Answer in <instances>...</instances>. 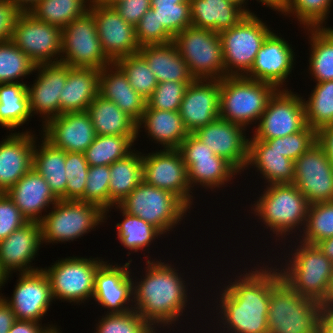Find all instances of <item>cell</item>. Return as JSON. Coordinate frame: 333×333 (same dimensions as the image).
<instances>
[{"mask_svg":"<svg viewBox=\"0 0 333 333\" xmlns=\"http://www.w3.org/2000/svg\"><path fill=\"white\" fill-rule=\"evenodd\" d=\"M268 260L269 263H262V260L259 263L257 260V264L250 270L245 267L237 275H233L235 279L225 281V284L219 287V293L215 291L216 304L213 308L208 307L213 309L214 315L216 312L214 319L218 320L215 323L217 327L214 325L212 328L213 331L217 329L218 333H269V299L272 286L281 278V273L276 264L273 267L272 259Z\"/></svg>","mask_w":333,"mask_h":333,"instance_id":"6da1fadb","label":"cell"},{"mask_svg":"<svg viewBox=\"0 0 333 333\" xmlns=\"http://www.w3.org/2000/svg\"><path fill=\"white\" fill-rule=\"evenodd\" d=\"M148 255L145 253L144 257L148 259L145 261V272L142 270V276L139 275L141 278L134 276L135 273L131 271L134 310L156 331L160 332L162 327L171 332L173 326L177 328L176 324L184 319L182 317L188 316L187 308L190 309L189 301L192 299L188 284L190 288L192 285L184 277L185 272H179V268L172 262L169 264L161 259L152 260Z\"/></svg>","mask_w":333,"mask_h":333,"instance_id":"7a4b0ae2","label":"cell"},{"mask_svg":"<svg viewBox=\"0 0 333 333\" xmlns=\"http://www.w3.org/2000/svg\"><path fill=\"white\" fill-rule=\"evenodd\" d=\"M264 188V191L257 195V200L253 201L255 203L251 202L249 213L255 216L254 219L257 217V222L265 225L261 223L263 229L272 232L269 235L274 237L270 238H276L273 242L282 244L280 242L288 240L289 237L297 238L304 230L307 220L309 203L306 197L293 183L264 185Z\"/></svg>","mask_w":333,"mask_h":333,"instance_id":"3957f363","label":"cell"},{"mask_svg":"<svg viewBox=\"0 0 333 333\" xmlns=\"http://www.w3.org/2000/svg\"><path fill=\"white\" fill-rule=\"evenodd\" d=\"M295 239L296 241L291 239L290 241L282 242L284 249L282 252L286 250L287 254L281 252L280 255L285 254L284 258L276 256L278 259L275 258L276 261H272L277 264L281 277L293 291L301 296L322 302L333 275V262L322 253L317 245L303 243L297 238ZM291 241L294 245H292ZM287 242L291 243V245L288 244L289 246H286ZM285 246L289 250L284 248Z\"/></svg>","mask_w":333,"mask_h":333,"instance_id":"277c9868","label":"cell"},{"mask_svg":"<svg viewBox=\"0 0 333 333\" xmlns=\"http://www.w3.org/2000/svg\"><path fill=\"white\" fill-rule=\"evenodd\" d=\"M321 302L299 295L281 277L269 299V333H320Z\"/></svg>","mask_w":333,"mask_h":333,"instance_id":"5b68a950","label":"cell"},{"mask_svg":"<svg viewBox=\"0 0 333 333\" xmlns=\"http://www.w3.org/2000/svg\"><path fill=\"white\" fill-rule=\"evenodd\" d=\"M277 90L270 83L245 76L223 77L220 80L219 116L246 129L251 124L256 127Z\"/></svg>","mask_w":333,"mask_h":333,"instance_id":"8992f818","label":"cell"},{"mask_svg":"<svg viewBox=\"0 0 333 333\" xmlns=\"http://www.w3.org/2000/svg\"><path fill=\"white\" fill-rule=\"evenodd\" d=\"M105 222V211L80 200H58L40 221L42 244L73 242Z\"/></svg>","mask_w":333,"mask_h":333,"instance_id":"52a82bcc","label":"cell"},{"mask_svg":"<svg viewBox=\"0 0 333 333\" xmlns=\"http://www.w3.org/2000/svg\"><path fill=\"white\" fill-rule=\"evenodd\" d=\"M118 206L126 213L140 217L167 237L191 212L171 192L148 185L144 181Z\"/></svg>","mask_w":333,"mask_h":333,"instance_id":"ba28073f","label":"cell"},{"mask_svg":"<svg viewBox=\"0 0 333 333\" xmlns=\"http://www.w3.org/2000/svg\"><path fill=\"white\" fill-rule=\"evenodd\" d=\"M104 258L68 256L56 260L53 265L42 268L51 283L52 295L56 300L74 305L92 300L95 275L104 263ZM87 301V302H86ZM76 303V304H75Z\"/></svg>","mask_w":333,"mask_h":333,"instance_id":"9c48e42d","label":"cell"},{"mask_svg":"<svg viewBox=\"0 0 333 333\" xmlns=\"http://www.w3.org/2000/svg\"><path fill=\"white\" fill-rule=\"evenodd\" d=\"M272 31L257 14H251L245 15L230 29L220 32L226 76H245Z\"/></svg>","mask_w":333,"mask_h":333,"instance_id":"30bf717a","label":"cell"},{"mask_svg":"<svg viewBox=\"0 0 333 333\" xmlns=\"http://www.w3.org/2000/svg\"><path fill=\"white\" fill-rule=\"evenodd\" d=\"M173 42L195 79L226 77L219 33L190 26L179 32Z\"/></svg>","mask_w":333,"mask_h":333,"instance_id":"8fae6325","label":"cell"},{"mask_svg":"<svg viewBox=\"0 0 333 333\" xmlns=\"http://www.w3.org/2000/svg\"><path fill=\"white\" fill-rule=\"evenodd\" d=\"M70 67L101 70L112 62L102 50L96 21L89 10L61 31V61Z\"/></svg>","mask_w":333,"mask_h":333,"instance_id":"7c38bea8","label":"cell"},{"mask_svg":"<svg viewBox=\"0 0 333 333\" xmlns=\"http://www.w3.org/2000/svg\"><path fill=\"white\" fill-rule=\"evenodd\" d=\"M307 126L303 96L291 89H278L253 127L249 140H269L303 130Z\"/></svg>","mask_w":333,"mask_h":333,"instance_id":"4fadbf2b","label":"cell"},{"mask_svg":"<svg viewBox=\"0 0 333 333\" xmlns=\"http://www.w3.org/2000/svg\"><path fill=\"white\" fill-rule=\"evenodd\" d=\"M143 181L177 196L189 209L193 208L195 192L188 181L187 167L178 149H160L143 154ZM191 193V194H190Z\"/></svg>","mask_w":333,"mask_h":333,"instance_id":"5bb4252c","label":"cell"},{"mask_svg":"<svg viewBox=\"0 0 333 333\" xmlns=\"http://www.w3.org/2000/svg\"><path fill=\"white\" fill-rule=\"evenodd\" d=\"M61 31L59 27L21 12L16 19L11 41L36 65L61 61Z\"/></svg>","mask_w":333,"mask_h":333,"instance_id":"9a60e30c","label":"cell"},{"mask_svg":"<svg viewBox=\"0 0 333 333\" xmlns=\"http://www.w3.org/2000/svg\"><path fill=\"white\" fill-rule=\"evenodd\" d=\"M131 263V258L124 265L105 260L98 268L92 300L107 310L104 314H122L134 309Z\"/></svg>","mask_w":333,"mask_h":333,"instance_id":"2e32d148","label":"cell"},{"mask_svg":"<svg viewBox=\"0 0 333 333\" xmlns=\"http://www.w3.org/2000/svg\"><path fill=\"white\" fill-rule=\"evenodd\" d=\"M293 184L309 204L333 201V166L318 142L295 161Z\"/></svg>","mask_w":333,"mask_h":333,"instance_id":"e0dca14e","label":"cell"},{"mask_svg":"<svg viewBox=\"0 0 333 333\" xmlns=\"http://www.w3.org/2000/svg\"><path fill=\"white\" fill-rule=\"evenodd\" d=\"M18 274L17 283L11 297L1 296L12 308L16 320L42 323L49 307L52 306L53 295L48 275L43 269Z\"/></svg>","mask_w":333,"mask_h":333,"instance_id":"ac0fdd59","label":"cell"},{"mask_svg":"<svg viewBox=\"0 0 333 333\" xmlns=\"http://www.w3.org/2000/svg\"><path fill=\"white\" fill-rule=\"evenodd\" d=\"M37 77L27 84V95L31 116L41 117L42 127L60 115V95L66 83L69 66L62 62L36 65Z\"/></svg>","mask_w":333,"mask_h":333,"instance_id":"d6986e66","label":"cell"},{"mask_svg":"<svg viewBox=\"0 0 333 333\" xmlns=\"http://www.w3.org/2000/svg\"><path fill=\"white\" fill-rule=\"evenodd\" d=\"M273 30L264 40L258 51L251 70L245 77L274 85L277 89H287L297 55L282 35Z\"/></svg>","mask_w":333,"mask_h":333,"instance_id":"ffe728a7","label":"cell"},{"mask_svg":"<svg viewBox=\"0 0 333 333\" xmlns=\"http://www.w3.org/2000/svg\"><path fill=\"white\" fill-rule=\"evenodd\" d=\"M246 131L245 127L219 117L193 134L242 174L248 162L249 133Z\"/></svg>","mask_w":333,"mask_h":333,"instance_id":"44dd1931","label":"cell"},{"mask_svg":"<svg viewBox=\"0 0 333 333\" xmlns=\"http://www.w3.org/2000/svg\"><path fill=\"white\" fill-rule=\"evenodd\" d=\"M89 10L96 21L102 50L112 63L138 53L140 46L136 40L135 27L127 23L113 6L91 3Z\"/></svg>","mask_w":333,"mask_h":333,"instance_id":"7402d4cb","label":"cell"},{"mask_svg":"<svg viewBox=\"0 0 333 333\" xmlns=\"http://www.w3.org/2000/svg\"><path fill=\"white\" fill-rule=\"evenodd\" d=\"M41 224L29 221L0 241V267L8 275L41 270L32 266L42 246ZM32 263V264H31Z\"/></svg>","mask_w":333,"mask_h":333,"instance_id":"603a6c76","label":"cell"},{"mask_svg":"<svg viewBox=\"0 0 333 333\" xmlns=\"http://www.w3.org/2000/svg\"><path fill=\"white\" fill-rule=\"evenodd\" d=\"M42 136L65 152L84 153L96 138L87 111L67 112L49 120L41 127Z\"/></svg>","mask_w":333,"mask_h":333,"instance_id":"cb8c5ba5","label":"cell"},{"mask_svg":"<svg viewBox=\"0 0 333 333\" xmlns=\"http://www.w3.org/2000/svg\"><path fill=\"white\" fill-rule=\"evenodd\" d=\"M220 80L195 79L188 85L179 114L189 133L219 118Z\"/></svg>","mask_w":333,"mask_h":333,"instance_id":"d4e9b609","label":"cell"},{"mask_svg":"<svg viewBox=\"0 0 333 333\" xmlns=\"http://www.w3.org/2000/svg\"><path fill=\"white\" fill-rule=\"evenodd\" d=\"M30 130V131H29ZM31 129L16 130L0 141V190L7 192L32 169L37 139Z\"/></svg>","mask_w":333,"mask_h":333,"instance_id":"484cf974","label":"cell"},{"mask_svg":"<svg viewBox=\"0 0 333 333\" xmlns=\"http://www.w3.org/2000/svg\"><path fill=\"white\" fill-rule=\"evenodd\" d=\"M6 193L28 221L40 222L59 200L43 176L33 168Z\"/></svg>","mask_w":333,"mask_h":333,"instance_id":"4316f807","label":"cell"},{"mask_svg":"<svg viewBox=\"0 0 333 333\" xmlns=\"http://www.w3.org/2000/svg\"><path fill=\"white\" fill-rule=\"evenodd\" d=\"M99 95L111 100L136 123L142 118L146 100L129 84L126 74L111 63L100 70Z\"/></svg>","mask_w":333,"mask_h":333,"instance_id":"83f0119b","label":"cell"},{"mask_svg":"<svg viewBox=\"0 0 333 333\" xmlns=\"http://www.w3.org/2000/svg\"><path fill=\"white\" fill-rule=\"evenodd\" d=\"M141 128V129H140ZM144 129L147 138L162 149H178L188 136L179 111L157 110L147 105L142 118L137 123V137ZM154 140V141H153Z\"/></svg>","mask_w":333,"mask_h":333,"instance_id":"f1b7e54d","label":"cell"},{"mask_svg":"<svg viewBox=\"0 0 333 333\" xmlns=\"http://www.w3.org/2000/svg\"><path fill=\"white\" fill-rule=\"evenodd\" d=\"M256 167V168H255ZM255 168L264 184L293 183L295 162L271 148L263 140H249L248 162L245 170ZM262 175V176H261Z\"/></svg>","mask_w":333,"mask_h":333,"instance_id":"f546056e","label":"cell"},{"mask_svg":"<svg viewBox=\"0 0 333 333\" xmlns=\"http://www.w3.org/2000/svg\"><path fill=\"white\" fill-rule=\"evenodd\" d=\"M100 70L70 67L60 95V115L67 112L86 111L99 95Z\"/></svg>","mask_w":333,"mask_h":333,"instance_id":"4dcf8cb0","label":"cell"},{"mask_svg":"<svg viewBox=\"0 0 333 333\" xmlns=\"http://www.w3.org/2000/svg\"><path fill=\"white\" fill-rule=\"evenodd\" d=\"M138 53L146 60L158 83L193 82L195 80L173 41L142 46Z\"/></svg>","mask_w":333,"mask_h":333,"instance_id":"1f68e13d","label":"cell"},{"mask_svg":"<svg viewBox=\"0 0 333 333\" xmlns=\"http://www.w3.org/2000/svg\"><path fill=\"white\" fill-rule=\"evenodd\" d=\"M32 168L43 176L59 200H66L65 151L54 147L42 134L35 141Z\"/></svg>","mask_w":333,"mask_h":333,"instance_id":"d6a6232c","label":"cell"},{"mask_svg":"<svg viewBox=\"0 0 333 333\" xmlns=\"http://www.w3.org/2000/svg\"><path fill=\"white\" fill-rule=\"evenodd\" d=\"M86 111L96 135H121L133 142L138 140L137 123L111 100L98 95Z\"/></svg>","mask_w":333,"mask_h":333,"instance_id":"836d02e7","label":"cell"},{"mask_svg":"<svg viewBox=\"0 0 333 333\" xmlns=\"http://www.w3.org/2000/svg\"><path fill=\"white\" fill-rule=\"evenodd\" d=\"M134 150L126 157L115 161L109 166V209L105 212V223L110 209L122 202L142 181V152Z\"/></svg>","mask_w":333,"mask_h":333,"instance_id":"e575fe53","label":"cell"},{"mask_svg":"<svg viewBox=\"0 0 333 333\" xmlns=\"http://www.w3.org/2000/svg\"><path fill=\"white\" fill-rule=\"evenodd\" d=\"M191 26L216 33L235 26L246 14L226 0H190Z\"/></svg>","mask_w":333,"mask_h":333,"instance_id":"d590c367","label":"cell"},{"mask_svg":"<svg viewBox=\"0 0 333 333\" xmlns=\"http://www.w3.org/2000/svg\"><path fill=\"white\" fill-rule=\"evenodd\" d=\"M187 175L192 192L195 191V186L196 188L202 186L201 188H205V192L209 189L216 192V189L217 191L222 190L220 188L232 184L231 181L236 179L237 175L241 176L228 161L218 155L193 160L187 166Z\"/></svg>","mask_w":333,"mask_h":333,"instance_id":"8d00e7d4","label":"cell"},{"mask_svg":"<svg viewBox=\"0 0 333 333\" xmlns=\"http://www.w3.org/2000/svg\"><path fill=\"white\" fill-rule=\"evenodd\" d=\"M303 29L310 44L307 70L311 80L315 83L333 80V29L331 26Z\"/></svg>","mask_w":333,"mask_h":333,"instance_id":"74e56055","label":"cell"},{"mask_svg":"<svg viewBox=\"0 0 333 333\" xmlns=\"http://www.w3.org/2000/svg\"><path fill=\"white\" fill-rule=\"evenodd\" d=\"M30 117L27 83H0V126L13 132Z\"/></svg>","mask_w":333,"mask_h":333,"instance_id":"f35d334b","label":"cell"},{"mask_svg":"<svg viewBox=\"0 0 333 333\" xmlns=\"http://www.w3.org/2000/svg\"><path fill=\"white\" fill-rule=\"evenodd\" d=\"M114 207L121 212L123 217V220L116 224L115 229L119 244L129 251L127 256L131 255L132 252L146 251V253H150V245L154 244V241L158 237L161 238L163 234L140 217L126 213L118 205L113 206L110 211L115 209Z\"/></svg>","mask_w":333,"mask_h":333,"instance_id":"ab89813d","label":"cell"},{"mask_svg":"<svg viewBox=\"0 0 333 333\" xmlns=\"http://www.w3.org/2000/svg\"><path fill=\"white\" fill-rule=\"evenodd\" d=\"M91 0H41L29 10L35 19L63 29L89 11Z\"/></svg>","mask_w":333,"mask_h":333,"instance_id":"60d3db41","label":"cell"},{"mask_svg":"<svg viewBox=\"0 0 333 333\" xmlns=\"http://www.w3.org/2000/svg\"><path fill=\"white\" fill-rule=\"evenodd\" d=\"M135 144L128 136L96 135L84 152L85 159L89 166H110L130 154Z\"/></svg>","mask_w":333,"mask_h":333,"instance_id":"b9f144b4","label":"cell"},{"mask_svg":"<svg viewBox=\"0 0 333 333\" xmlns=\"http://www.w3.org/2000/svg\"><path fill=\"white\" fill-rule=\"evenodd\" d=\"M313 87L308 98L303 95V102L307 125L318 131L333 124V80L317 82Z\"/></svg>","mask_w":333,"mask_h":333,"instance_id":"7bdbcfd3","label":"cell"},{"mask_svg":"<svg viewBox=\"0 0 333 333\" xmlns=\"http://www.w3.org/2000/svg\"><path fill=\"white\" fill-rule=\"evenodd\" d=\"M35 68L36 64L11 40L0 42V83H27L23 79Z\"/></svg>","mask_w":333,"mask_h":333,"instance_id":"ee69618b","label":"cell"},{"mask_svg":"<svg viewBox=\"0 0 333 333\" xmlns=\"http://www.w3.org/2000/svg\"><path fill=\"white\" fill-rule=\"evenodd\" d=\"M329 237H333V201L309 204L305 228L297 239L316 245Z\"/></svg>","mask_w":333,"mask_h":333,"instance_id":"f6af8a7d","label":"cell"},{"mask_svg":"<svg viewBox=\"0 0 333 333\" xmlns=\"http://www.w3.org/2000/svg\"><path fill=\"white\" fill-rule=\"evenodd\" d=\"M332 6L333 0H288L286 8L280 14L292 16L299 21L297 23L301 28L326 27Z\"/></svg>","mask_w":333,"mask_h":333,"instance_id":"bcb514c9","label":"cell"},{"mask_svg":"<svg viewBox=\"0 0 333 333\" xmlns=\"http://www.w3.org/2000/svg\"><path fill=\"white\" fill-rule=\"evenodd\" d=\"M151 8L173 37L192 24L190 0H151Z\"/></svg>","mask_w":333,"mask_h":333,"instance_id":"7dc6e473","label":"cell"},{"mask_svg":"<svg viewBox=\"0 0 333 333\" xmlns=\"http://www.w3.org/2000/svg\"><path fill=\"white\" fill-rule=\"evenodd\" d=\"M115 63L126 74L132 88L147 101L158 85V81L146 60L136 53L119 58Z\"/></svg>","mask_w":333,"mask_h":333,"instance_id":"c3c4849f","label":"cell"},{"mask_svg":"<svg viewBox=\"0 0 333 333\" xmlns=\"http://www.w3.org/2000/svg\"><path fill=\"white\" fill-rule=\"evenodd\" d=\"M94 333H159L134 309L122 314H102ZM161 333V332H160Z\"/></svg>","mask_w":333,"mask_h":333,"instance_id":"681fc988","label":"cell"},{"mask_svg":"<svg viewBox=\"0 0 333 333\" xmlns=\"http://www.w3.org/2000/svg\"><path fill=\"white\" fill-rule=\"evenodd\" d=\"M109 166H89L84 195L79 199L100 207L103 211L109 209Z\"/></svg>","mask_w":333,"mask_h":333,"instance_id":"f907efd6","label":"cell"},{"mask_svg":"<svg viewBox=\"0 0 333 333\" xmlns=\"http://www.w3.org/2000/svg\"><path fill=\"white\" fill-rule=\"evenodd\" d=\"M271 148L294 162L317 142V131L310 126L284 137L264 140Z\"/></svg>","mask_w":333,"mask_h":333,"instance_id":"816d5d0a","label":"cell"},{"mask_svg":"<svg viewBox=\"0 0 333 333\" xmlns=\"http://www.w3.org/2000/svg\"><path fill=\"white\" fill-rule=\"evenodd\" d=\"M88 168L84 153L65 152L66 200H79L84 195Z\"/></svg>","mask_w":333,"mask_h":333,"instance_id":"f5cc1de1","label":"cell"},{"mask_svg":"<svg viewBox=\"0 0 333 333\" xmlns=\"http://www.w3.org/2000/svg\"><path fill=\"white\" fill-rule=\"evenodd\" d=\"M191 83L176 81L158 83L151 97L146 101L147 106L157 110L179 111L185 91Z\"/></svg>","mask_w":333,"mask_h":333,"instance_id":"db71d44e","label":"cell"},{"mask_svg":"<svg viewBox=\"0 0 333 333\" xmlns=\"http://www.w3.org/2000/svg\"><path fill=\"white\" fill-rule=\"evenodd\" d=\"M135 36L140 47L165 44L173 41V36L159 24L156 11L149 9L135 26Z\"/></svg>","mask_w":333,"mask_h":333,"instance_id":"11a10c76","label":"cell"},{"mask_svg":"<svg viewBox=\"0 0 333 333\" xmlns=\"http://www.w3.org/2000/svg\"><path fill=\"white\" fill-rule=\"evenodd\" d=\"M29 221L6 192L0 194V241Z\"/></svg>","mask_w":333,"mask_h":333,"instance_id":"9f6ffc18","label":"cell"},{"mask_svg":"<svg viewBox=\"0 0 333 333\" xmlns=\"http://www.w3.org/2000/svg\"><path fill=\"white\" fill-rule=\"evenodd\" d=\"M186 167L195 159L210 158L214 152L193 133H189L178 148Z\"/></svg>","mask_w":333,"mask_h":333,"instance_id":"6f0895ef","label":"cell"},{"mask_svg":"<svg viewBox=\"0 0 333 333\" xmlns=\"http://www.w3.org/2000/svg\"><path fill=\"white\" fill-rule=\"evenodd\" d=\"M113 7L127 23L135 27L151 9V0H120Z\"/></svg>","mask_w":333,"mask_h":333,"instance_id":"680465c9","label":"cell"},{"mask_svg":"<svg viewBox=\"0 0 333 333\" xmlns=\"http://www.w3.org/2000/svg\"><path fill=\"white\" fill-rule=\"evenodd\" d=\"M20 13L8 0H0V42L11 40L13 28Z\"/></svg>","mask_w":333,"mask_h":333,"instance_id":"91938a15","label":"cell"},{"mask_svg":"<svg viewBox=\"0 0 333 333\" xmlns=\"http://www.w3.org/2000/svg\"><path fill=\"white\" fill-rule=\"evenodd\" d=\"M45 325L34 321L16 320L9 333H43L47 328L55 326L52 323Z\"/></svg>","mask_w":333,"mask_h":333,"instance_id":"94428289","label":"cell"},{"mask_svg":"<svg viewBox=\"0 0 333 333\" xmlns=\"http://www.w3.org/2000/svg\"><path fill=\"white\" fill-rule=\"evenodd\" d=\"M317 142L323 147L333 166V124L317 131Z\"/></svg>","mask_w":333,"mask_h":333,"instance_id":"6125c7cd","label":"cell"},{"mask_svg":"<svg viewBox=\"0 0 333 333\" xmlns=\"http://www.w3.org/2000/svg\"><path fill=\"white\" fill-rule=\"evenodd\" d=\"M15 321L16 317L12 308L0 297V333H9Z\"/></svg>","mask_w":333,"mask_h":333,"instance_id":"be15d7a7","label":"cell"},{"mask_svg":"<svg viewBox=\"0 0 333 333\" xmlns=\"http://www.w3.org/2000/svg\"><path fill=\"white\" fill-rule=\"evenodd\" d=\"M320 333H333V309L323 310L320 320Z\"/></svg>","mask_w":333,"mask_h":333,"instance_id":"e7e4bbea","label":"cell"},{"mask_svg":"<svg viewBox=\"0 0 333 333\" xmlns=\"http://www.w3.org/2000/svg\"><path fill=\"white\" fill-rule=\"evenodd\" d=\"M258 3H261L262 6L269 7L273 11H277L278 14L281 13L288 3V0H256Z\"/></svg>","mask_w":333,"mask_h":333,"instance_id":"03108f58","label":"cell"},{"mask_svg":"<svg viewBox=\"0 0 333 333\" xmlns=\"http://www.w3.org/2000/svg\"><path fill=\"white\" fill-rule=\"evenodd\" d=\"M316 245L322 253L333 262V237L323 239Z\"/></svg>","mask_w":333,"mask_h":333,"instance_id":"003e7915","label":"cell"},{"mask_svg":"<svg viewBox=\"0 0 333 333\" xmlns=\"http://www.w3.org/2000/svg\"><path fill=\"white\" fill-rule=\"evenodd\" d=\"M20 12H29L41 0H8Z\"/></svg>","mask_w":333,"mask_h":333,"instance_id":"a7ac6f4b","label":"cell"},{"mask_svg":"<svg viewBox=\"0 0 333 333\" xmlns=\"http://www.w3.org/2000/svg\"><path fill=\"white\" fill-rule=\"evenodd\" d=\"M323 310L333 309V275L329 281L328 290L325 294V298L321 302Z\"/></svg>","mask_w":333,"mask_h":333,"instance_id":"89a4df30","label":"cell"},{"mask_svg":"<svg viewBox=\"0 0 333 333\" xmlns=\"http://www.w3.org/2000/svg\"><path fill=\"white\" fill-rule=\"evenodd\" d=\"M226 1L239 7L246 15L255 14V12H252L249 8L246 7V5H249L248 0H226Z\"/></svg>","mask_w":333,"mask_h":333,"instance_id":"2644e50d","label":"cell"},{"mask_svg":"<svg viewBox=\"0 0 333 333\" xmlns=\"http://www.w3.org/2000/svg\"><path fill=\"white\" fill-rule=\"evenodd\" d=\"M120 0H91L92 4H97L101 6H113Z\"/></svg>","mask_w":333,"mask_h":333,"instance_id":"8c879c8a","label":"cell"},{"mask_svg":"<svg viewBox=\"0 0 333 333\" xmlns=\"http://www.w3.org/2000/svg\"><path fill=\"white\" fill-rule=\"evenodd\" d=\"M12 276L11 275H6L2 268L0 267V290H2L1 288H3V286H5V284L7 283V281L9 280V278H11ZM3 294L0 292V297L2 296Z\"/></svg>","mask_w":333,"mask_h":333,"instance_id":"753ad0ef","label":"cell"},{"mask_svg":"<svg viewBox=\"0 0 333 333\" xmlns=\"http://www.w3.org/2000/svg\"><path fill=\"white\" fill-rule=\"evenodd\" d=\"M43 333H62V331L57 327L56 324L55 326L47 328Z\"/></svg>","mask_w":333,"mask_h":333,"instance_id":"34e18365","label":"cell"}]
</instances>
